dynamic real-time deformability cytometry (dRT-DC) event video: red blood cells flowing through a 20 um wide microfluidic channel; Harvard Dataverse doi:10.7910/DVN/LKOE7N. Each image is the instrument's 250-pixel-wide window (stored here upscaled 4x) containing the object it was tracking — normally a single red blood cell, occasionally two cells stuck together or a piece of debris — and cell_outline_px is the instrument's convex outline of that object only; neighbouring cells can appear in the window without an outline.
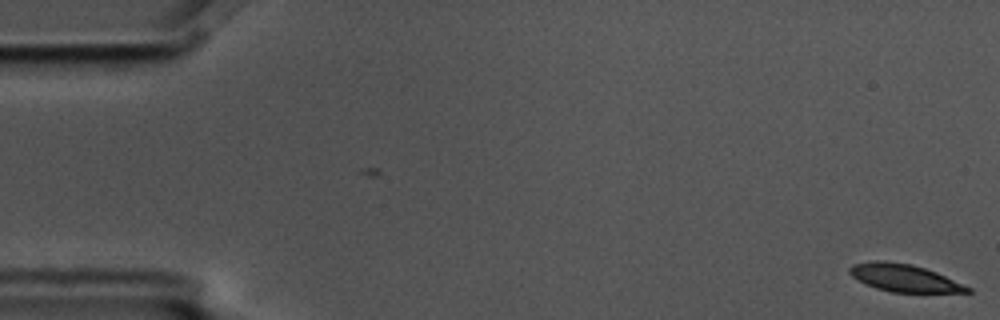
{"species": "common noctule bat (a hibernating species)", "species_latin": "Nyctalus noctula", "temperature_condition": "cold", "stored_images_in_passage": 6, "camera_frame_rate_fps": 3000, "um_per_image_px": 0.085, "animal": {"sex": "male", "body_mass_g": 17.5, "forearm_length_mm": 52.3}, "frame": {"image": 1, "passage_image": 1, "time_ms": 0.0, "image_size_px": [1000, 320], "cell_outline_px": [[972, 292], [892, 292], [876, 288], [864, 284], [852, 276], [848, 272], [848, 268], [852, 264], [872, 260], [884, 260], [912, 264], [936, 272], [972, 288]], "centroid_in_image_um": [76.8, 23.61], "position_along_channel_um": 8.2, "area_um2": 18.9}}